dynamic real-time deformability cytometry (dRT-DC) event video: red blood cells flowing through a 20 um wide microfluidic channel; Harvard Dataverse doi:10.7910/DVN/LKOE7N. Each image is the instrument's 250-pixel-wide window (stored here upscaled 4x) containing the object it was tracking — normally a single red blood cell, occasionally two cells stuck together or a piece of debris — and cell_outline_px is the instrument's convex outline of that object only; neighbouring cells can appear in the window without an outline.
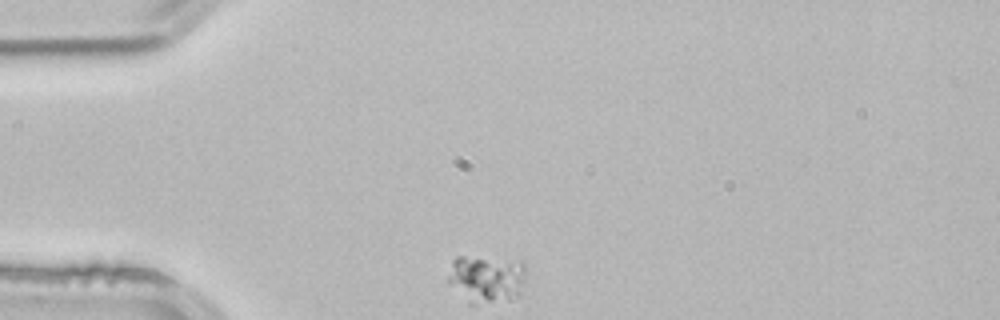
{"species": "common noctule bat (a hibernating species)", "species_latin": "Nyctalus noctula", "temperature_condition": "room temperature", "stored_images_in_passage": 35, "camera_frame_rate_fps": 3000, "um_per_image_px": 0.085, "animal": {"sex": "male", "body_mass_g": 21.5, "forearm_length_mm": 52.0}, "frame": {"image": 1, "passage_image": 1, "time_ms": 0.0, "image_size_px": [1000, 320], "cell_outline_px": [[524, 272], [520, 292], [512, 300], [472, 304], [468, 304], [448, 284], [448, 276], [452, 260], [456, 256], [464, 256], [520, 260], [524, 264]], "centroid_in_image_um": [41.3, 23.7], "position_along_channel_um": 43.7, "area_um2": 21.85}}
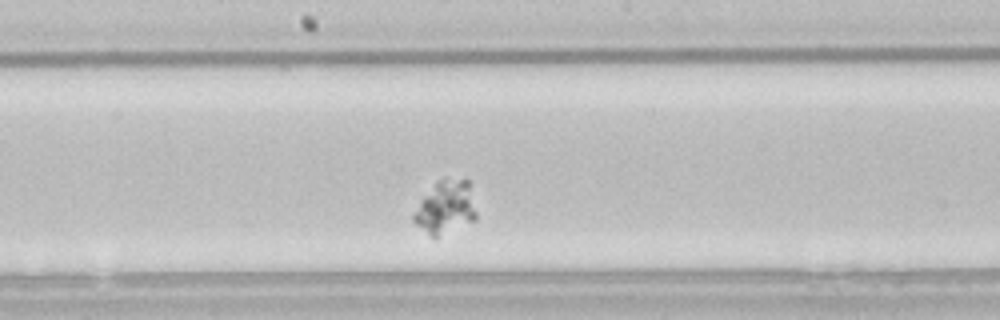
{"frame": {"image": 2, "passage_image": 17, "time_ms": 5.333, "image_size_px": [1000, 320], "cell_outline_px": [[476, 220], [436, 236], [432, 236], [416, 224], [412, 220], [412, 216], [420, 200], [436, 180], [444, 176], [468, 180], [476, 212]], "centroid_in_image_um": [37.86, 17.55], "position_along_channel_um": 210.3, "area_um2": 19.25}}
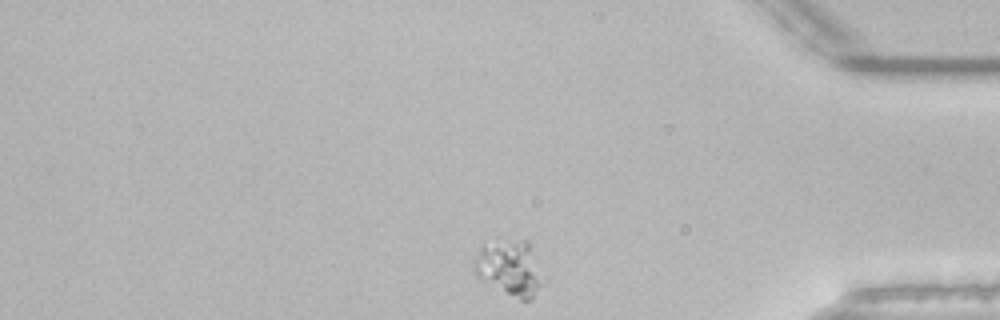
{"frame": {"image": 3, "passage_image": 34, "time_ms": 11.0, "image_size_px": [1000, 320], "cell_outline_px": [[548, 280], [532, 300], [520, 300], [476, 276], [472, 272], [472, 260], [480, 248], [484, 244], [524, 240], [528, 240]], "centroid_in_image_um": [43.4, 22.82], "position_along_channel_um": 391.8, "area_um2": 22.77}}